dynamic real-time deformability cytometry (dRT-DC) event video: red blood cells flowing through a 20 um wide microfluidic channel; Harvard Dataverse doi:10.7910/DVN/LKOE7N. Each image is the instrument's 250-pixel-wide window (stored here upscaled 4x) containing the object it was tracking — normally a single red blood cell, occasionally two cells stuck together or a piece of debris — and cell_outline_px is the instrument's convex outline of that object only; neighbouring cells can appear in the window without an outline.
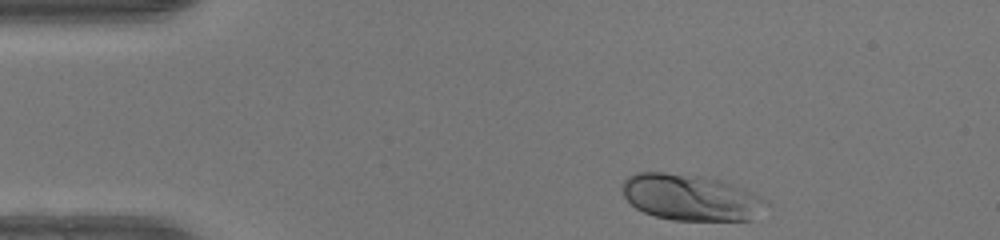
{"species": "human", "species_latin": "Homo sapiens", "temperature_condition": "warm", "stored_images_in_passage": 37, "camera_frame_rate_fps": 3000, "um_per_image_px": 0.085, "donor": {"sex": "female"}, "frame": {"image": 1, "passage_image": 1, "time_ms": 0.0, "image_size_px": [1000, 240], "cell_outline_px": [[768, 204], [752, 220], [672, 220], [656, 216], [644, 212], [636, 208], [624, 196], [620, 184], [628, 176], [636, 172], [664, 172], [700, 176], [724, 180], [744, 188], [764, 200]], "centroid_in_image_um": [58.68, 16.77], "position_along_channel_um": 26.3, "area_um2": 38.73}}
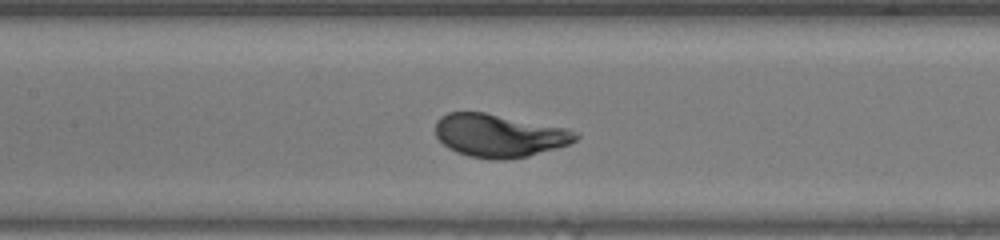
{"frame": {"image": 2, "passage_image": 16, "time_ms": 5.0, "image_size_px": [1000, 240], "cell_outline_px": [[580, 136], [576, 140], [568, 144], [556, 148], [528, 156], [500, 160], [492, 160], [468, 156], [456, 152], [448, 148], [436, 136], [436, 120], [440, 116], [448, 112], [484, 112], [568, 128], [576, 132]], "centroid_in_image_um": [42.42, 11.52], "position_along_channel_um": 165.0, "area_um2": 35.2}}
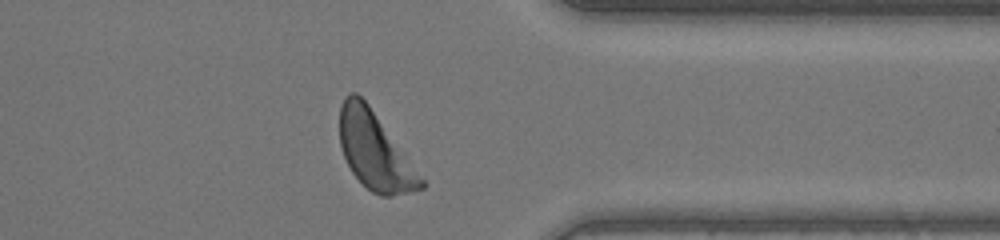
{"frame": {"image": 3, "passage_image": 32, "time_ms": 10.333, "image_size_px": [1000, 240], "cell_outline_px": [[428, 184], [424, 188], [392, 196], [380, 196], [372, 192], [352, 172], [344, 156], [340, 144], [340, 104], [344, 96], [348, 92], [356, 92], [368, 104]], "centroid_in_image_um": [31.86, 12.83], "position_along_channel_um": 379.5, "area_um2": 36.24}, "authors_computed_cell_mechanics": {"area_um2": 35.2002, "velocity_mm_per_s": 4.1785, "shape_relaxation_time_tau1_ms": 1.5908, "shape_relaxation_time_tau2_ms": null, "deformation_change_tau1": 0.1178, "deformation_change_tau2": null}}